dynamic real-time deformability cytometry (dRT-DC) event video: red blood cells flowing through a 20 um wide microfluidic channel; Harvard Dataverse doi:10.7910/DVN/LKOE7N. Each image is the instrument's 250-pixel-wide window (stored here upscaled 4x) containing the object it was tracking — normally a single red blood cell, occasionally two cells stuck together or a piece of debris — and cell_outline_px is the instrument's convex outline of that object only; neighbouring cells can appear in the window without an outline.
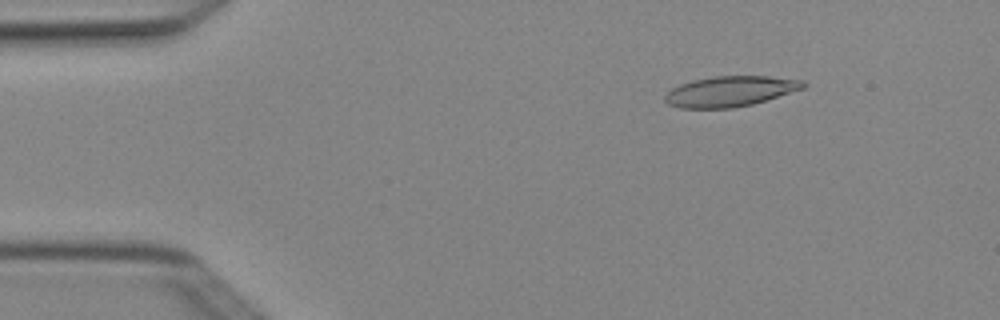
{"species": "Egyptian fruit bat (a non-hibernating species)", "species_latin": "Rousettus aegyptiacus", "temperature_condition": "cold", "stored_images_in_passage": 3, "camera_frame_rate_fps": 3000, "um_per_image_px": 0.085, "animal": {"sex": "female"}, "frame": {"image": 1, "passage_image": 2, "time_ms": 0.333, "image_size_px": [1000, 320], "cell_outline_px": [[808, 84], [804, 88], [752, 104], [732, 108], [680, 108], [668, 104], [664, 100], [664, 96], [672, 88], [680, 84], [692, 80], [716, 76], [768, 76], [804, 80]], "centroid_in_image_um": [62.06, 7.76], "position_along_channel_um": 22.9, "area_um2": 24.45}}